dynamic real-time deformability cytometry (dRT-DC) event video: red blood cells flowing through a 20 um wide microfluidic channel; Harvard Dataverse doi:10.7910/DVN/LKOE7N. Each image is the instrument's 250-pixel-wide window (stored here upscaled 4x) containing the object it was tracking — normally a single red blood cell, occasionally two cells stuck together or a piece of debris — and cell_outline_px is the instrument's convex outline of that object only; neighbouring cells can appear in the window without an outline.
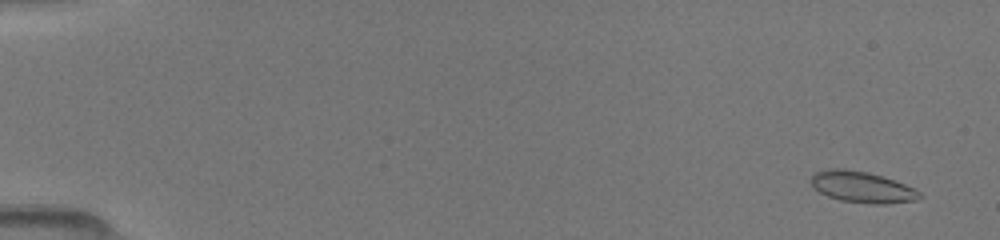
{"species": "common noctule bat (a hibernating species)", "species_latin": "Nyctalus noctula", "temperature_condition": "room temperature", "stored_images_in_passage": 13, "camera_frame_rate_fps": 3000, "um_per_image_px": 0.085, "animal": {"sex": "female", "body_mass_g": 19.5, "forearm_length_mm": 54.1}, "frame": {"image": 1, "passage_image": 2, "time_ms": 0.667, "image_size_px": [1000, 240], "cell_outline_px": [[924, 196], [916, 200], [888, 204], [872, 204], [840, 200], [828, 196], [812, 188], [812, 176], [816, 172], [828, 168], [844, 168], [868, 172], [884, 176], [904, 184], [920, 192]], "centroid_in_image_um": [73.28, 15.9], "position_along_channel_um": 11.7, "area_um2": 19.83}}
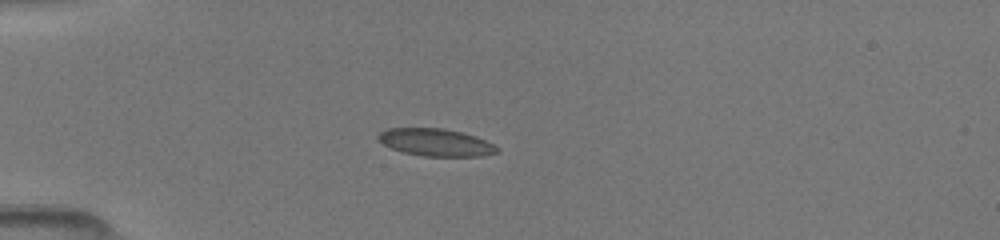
{"frame": {"image": 2, "passage_image": 12, "time_ms": 4.667, "image_size_px": [1000, 240], "cell_outline_px": [[500, 152], [480, 156], [424, 156], [404, 152], [392, 148], [376, 140], [376, 136], [380, 132], [388, 128], [444, 128], [476, 136], [500, 148]], "centroid_in_image_um": [37.03, 12.1], "position_along_channel_um": 48.0, "area_um2": 18.96}}